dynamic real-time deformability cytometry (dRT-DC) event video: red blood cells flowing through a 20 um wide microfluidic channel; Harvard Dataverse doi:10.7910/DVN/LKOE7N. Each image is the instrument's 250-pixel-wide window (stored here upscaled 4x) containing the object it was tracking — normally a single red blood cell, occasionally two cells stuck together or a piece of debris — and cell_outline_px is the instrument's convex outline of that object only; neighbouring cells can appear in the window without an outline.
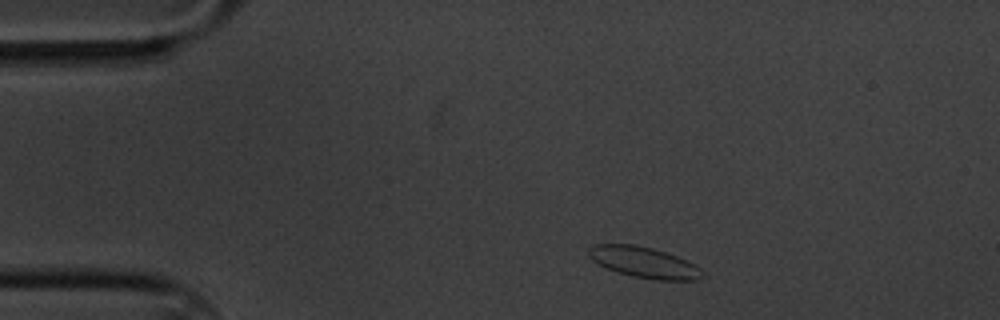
{"species": "common noctule bat (a hibernating species)", "species_latin": "Nyctalus noctula", "temperature_condition": "cold", "stored_images_in_passage": 51, "camera_frame_rate_fps": 3000, "um_per_image_px": 0.085, "animal": {"sex": "male", "body_mass_g": 20.1, "forearm_length_mm": 53.5}, "frame": {"image": 1, "passage_image": 1, "time_ms": 0.0, "image_size_px": [1000, 320], "cell_outline_px": [[704, 276], [696, 280], [656, 280], [632, 276], [616, 272], [592, 260], [588, 256], [588, 248], [596, 244], [636, 244], [652, 248], [688, 260], [700, 268], [704, 272]], "centroid_in_image_um": [54.75, 22.3], "position_along_channel_um": 30.2, "area_um2": 20.52}}
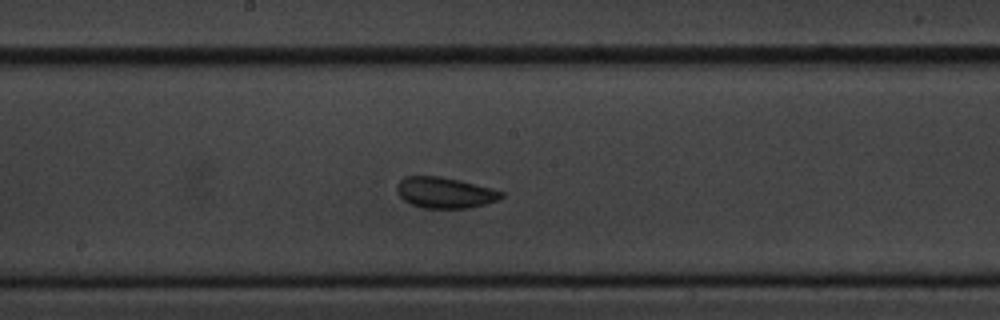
{"frame": {"image": 2, "passage_image": 22, "time_ms": 7.0, "image_size_px": [1000, 320], "cell_outline_px": [[504, 196], [500, 200], [488, 204], [468, 208], [424, 208], [412, 204], [404, 200], [396, 192], [396, 184], [404, 176], [440, 176], [460, 180], [504, 192]], "centroid_in_image_um": [37.82, 16.38], "position_along_channel_um": 210.4, "area_um2": 18.96}}
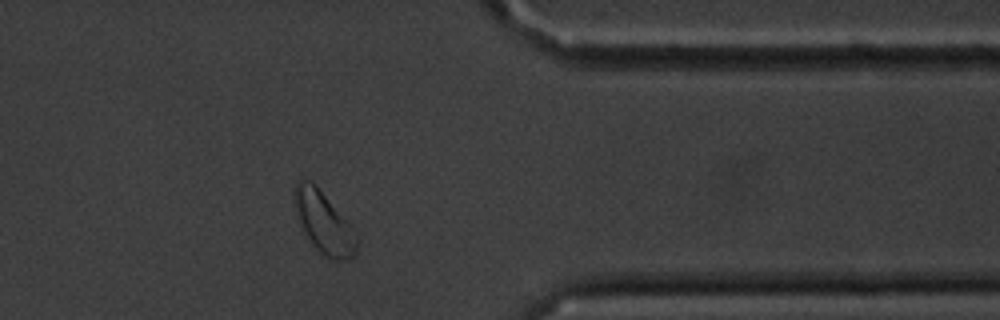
{"frame": {"image": 3, "passage_image": 39, "time_ms": 12.667, "image_size_px": [1000, 320], "cell_outline_px": [[360, 240], [356, 252], [348, 260], [332, 260], [320, 256], [304, 232], [292, 200], [292, 192], [296, 180], [304, 176], [316, 184], [352, 224]], "centroid_in_image_um": [27.53, 18.88], "position_along_channel_um": 383.9, "area_um2": 23.52}, "authors_computed_cell_mechanics": {"area_um2": 19.0162, "velocity_mm_per_s": 3.2883, "shape_relaxation_time_tau1_ms": 3.3324, "shape_relaxation_time_tau2_ms": null, "deformation_change_tau1": 0.0422, "deformation_change_tau2": null}}